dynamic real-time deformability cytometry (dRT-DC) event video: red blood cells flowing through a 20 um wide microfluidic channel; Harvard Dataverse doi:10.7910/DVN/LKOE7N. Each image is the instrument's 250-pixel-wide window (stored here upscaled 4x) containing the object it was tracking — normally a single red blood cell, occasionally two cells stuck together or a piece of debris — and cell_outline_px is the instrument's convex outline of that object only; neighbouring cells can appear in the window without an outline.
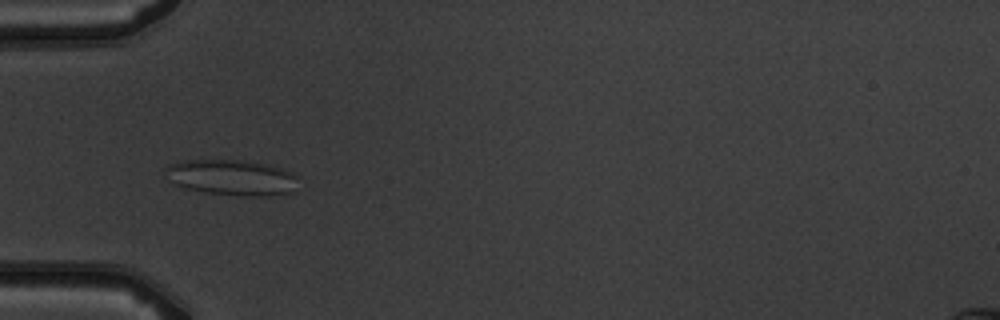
{"species": "common noctule bat (a hibernating species)", "species_latin": "Nyctalus noctula", "temperature_condition": "warm", "stored_images_in_passage": 7, "camera_frame_rate_fps": 3000, "um_per_image_px": 0.085, "animal": {"sex": "male", "body_mass_g": 19.5, "forearm_length_mm": 54.6}, "frame": {"image": 1, "passage_image": 3, "time_ms": 3.333, "image_size_px": [1000, 320], "cell_outline_px": [[296, 192], [268, 196], [240, 196], [208, 192], [180, 188], [172, 180], [164, 168], [168, 164], [184, 160], [244, 160], [272, 164], [292, 172], [296, 176]], "centroid_in_image_um": [19.76, 15.08], "position_along_channel_um": 65.2, "area_um2": 27.92}}
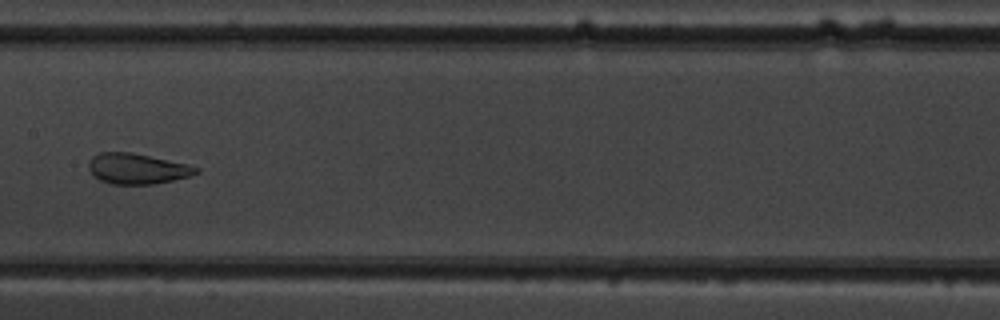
{"frame": {"image": 2, "passage_image": 6, "time_ms": 6.667, "image_size_px": [1000, 320], "cell_outline_px": [[200, 172], [192, 176], [152, 184], [112, 184], [100, 180], [88, 168], [88, 160], [92, 156], [100, 152], [132, 152], [188, 164], [200, 168]], "centroid_in_image_um": [11.68, 14.33], "position_along_channel_um": 195.7, "area_um2": 19.19}}
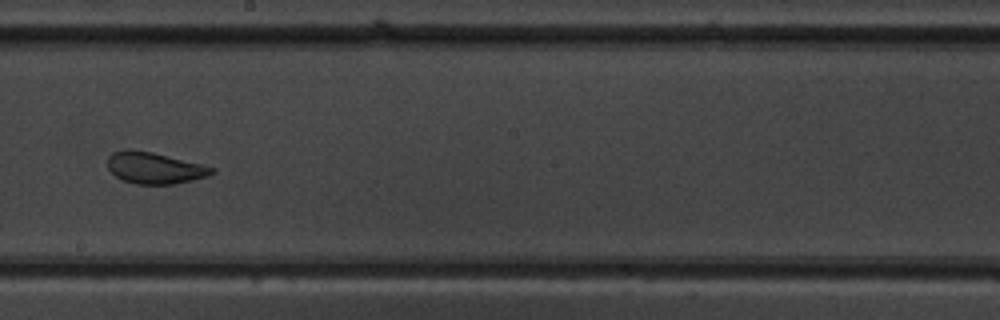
{"frame": {"image": 3, "passage_image": 7, "time_ms": 7.667, "image_size_px": [1000, 320], "cell_outline_px": [[216, 172], [208, 176], [176, 184], [136, 184], [124, 180], [116, 176], [108, 168], [108, 156], [112, 152], [124, 148], [132, 148], [152, 152], [204, 164], [216, 168]], "centroid_in_image_um": [13.16, 14.25], "position_along_channel_um": 235.0, "area_um2": 19.42}}